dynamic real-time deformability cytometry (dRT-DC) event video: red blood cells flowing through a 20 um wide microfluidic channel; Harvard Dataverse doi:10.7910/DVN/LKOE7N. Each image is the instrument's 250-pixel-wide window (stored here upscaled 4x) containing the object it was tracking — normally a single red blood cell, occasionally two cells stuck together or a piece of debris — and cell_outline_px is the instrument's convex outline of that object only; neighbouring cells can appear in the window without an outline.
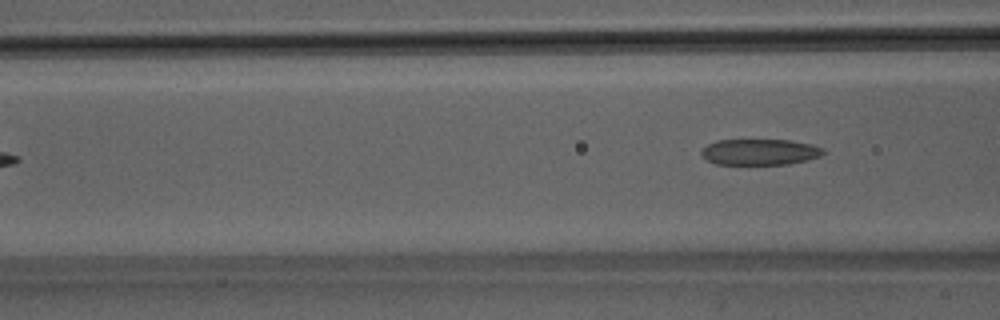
{"species": "Egyptian fruit bat (a non-hibernating species)", "species_latin": "Rousettus aegyptiacus", "temperature_condition": "room temperature", "stored_images_in_passage": 6, "camera_frame_rate_fps": 3000, "um_per_image_px": 0.085, "animal": {"sex": "male"}, "frame": {"image": 1, "passage_image": 6, "time_ms": 1.667, "image_size_px": [1000, 320], "cell_outline_px": [[824, 152], [820, 156], [808, 160], [788, 164], [716, 164], [708, 160], [700, 152], [708, 144], [716, 140], [792, 140], [812, 144], [824, 148]], "centroid_in_image_um": [64.62, 12.91], "position_along_channel_um": 102.0, "area_um2": 18.44}}